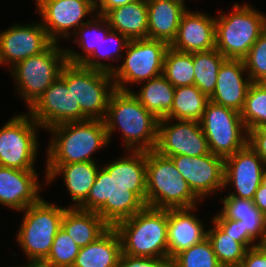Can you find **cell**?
Instances as JSON below:
<instances>
[{
    "label": "cell",
    "instance_id": "d4e9b609",
    "mask_svg": "<svg viewBox=\"0 0 266 267\" xmlns=\"http://www.w3.org/2000/svg\"><path fill=\"white\" fill-rule=\"evenodd\" d=\"M221 199L222 210L212 219L239 220L243 232H247L254 241L259 239L257 243L261 245L266 236V216L255 206L253 200L229 195Z\"/></svg>",
    "mask_w": 266,
    "mask_h": 267
},
{
    "label": "cell",
    "instance_id": "ab89813d",
    "mask_svg": "<svg viewBox=\"0 0 266 267\" xmlns=\"http://www.w3.org/2000/svg\"><path fill=\"white\" fill-rule=\"evenodd\" d=\"M246 73L252 82L266 83V30L243 58Z\"/></svg>",
    "mask_w": 266,
    "mask_h": 267
},
{
    "label": "cell",
    "instance_id": "603a6c76",
    "mask_svg": "<svg viewBox=\"0 0 266 267\" xmlns=\"http://www.w3.org/2000/svg\"><path fill=\"white\" fill-rule=\"evenodd\" d=\"M45 166L46 186L56 179V176L62 174L71 200L75 202L69 207H79L86 200L100 167L96 162L46 164Z\"/></svg>",
    "mask_w": 266,
    "mask_h": 267
},
{
    "label": "cell",
    "instance_id": "e0dca14e",
    "mask_svg": "<svg viewBox=\"0 0 266 267\" xmlns=\"http://www.w3.org/2000/svg\"><path fill=\"white\" fill-rule=\"evenodd\" d=\"M52 43L41 21L31 25L14 24L0 32V65L7 63L14 67L20 61L42 53Z\"/></svg>",
    "mask_w": 266,
    "mask_h": 267
},
{
    "label": "cell",
    "instance_id": "f6af8a7d",
    "mask_svg": "<svg viewBox=\"0 0 266 267\" xmlns=\"http://www.w3.org/2000/svg\"><path fill=\"white\" fill-rule=\"evenodd\" d=\"M135 1L137 0H95L94 8L97 11L95 14L104 16L109 10L124 6Z\"/></svg>",
    "mask_w": 266,
    "mask_h": 267
},
{
    "label": "cell",
    "instance_id": "7dc6e473",
    "mask_svg": "<svg viewBox=\"0 0 266 267\" xmlns=\"http://www.w3.org/2000/svg\"><path fill=\"white\" fill-rule=\"evenodd\" d=\"M261 184L266 187V168H265V171L263 173Z\"/></svg>",
    "mask_w": 266,
    "mask_h": 267
},
{
    "label": "cell",
    "instance_id": "9c48e42d",
    "mask_svg": "<svg viewBox=\"0 0 266 267\" xmlns=\"http://www.w3.org/2000/svg\"><path fill=\"white\" fill-rule=\"evenodd\" d=\"M60 77L72 86L76 107L88 119H105L110 97L116 90L110 73L67 63Z\"/></svg>",
    "mask_w": 266,
    "mask_h": 267
},
{
    "label": "cell",
    "instance_id": "f1b7e54d",
    "mask_svg": "<svg viewBox=\"0 0 266 267\" xmlns=\"http://www.w3.org/2000/svg\"><path fill=\"white\" fill-rule=\"evenodd\" d=\"M122 158H116L111 163L103 165V168L113 174L117 181L130 187L146 204V151H127Z\"/></svg>",
    "mask_w": 266,
    "mask_h": 267
},
{
    "label": "cell",
    "instance_id": "9a60e30c",
    "mask_svg": "<svg viewBox=\"0 0 266 267\" xmlns=\"http://www.w3.org/2000/svg\"><path fill=\"white\" fill-rule=\"evenodd\" d=\"M35 2L37 12L42 18L41 24L53 43H58L62 37L69 39L71 33L74 34L82 24L86 23L82 19L96 12L91 0H35Z\"/></svg>",
    "mask_w": 266,
    "mask_h": 267
},
{
    "label": "cell",
    "instance_id": "8fae6325",
    "mask_svg": "<svg viewBox=\"0 0 266 267\" xmlns=\"http://www.w3.org/2000/svg\"><path fill=\"white\" fill-rule=\"evenodd\" d=\"M200 124L213 155L225 159L248 144V131L236 110L209 100Z\"/></svg>",
    "mask_w": 266,
    "mask_h": 267
},
{
    "label": "cell",
    "instance_id": "ba28073f",
    "mask_svg": "<svg viewBox=\"0 0 266 267\" xmlns=\"http://www.w3.org/2000/svg\"><path fill=\"white\" fill-rule=\"evenodd\" d=\"M52 43L45 51L9 67V73L17 83V93L27 103L28 109L60 76L68 63L65 48Z\"/></svg>",
    "mask_w": 266,
    "mask_h": 267
},
{
    "label": "cell",
    "instance_id": "4dcf8cb0",
    "mask_svg": "<svg viewBox=\"0 0 266 267\" xmlns=\"http://www.w3.org/2000/svg\"><path fill=\"white\" fill-rule=\"evenodd\" d=\"M144 83L138 93L131 91L132 94L157 119L165 118L171 111L175 87L163 75Z\"/></svg>",
    "mask_w": 266,
    "mask_h": 267
},
{
    "label": "cell",
    "instance_id": "ee69618b",
    "mask_svg": "<svg viewBox=\"0 0 266 267\" xmlns=\"http://www.w3.org/2000/svg\"><path fill=\"white\" fill-rule=\"evenodd\" d=\"M241 267H266V248L259 245L248 249L242 259Z\"/></svg>",
    "mask_w": 266,
    "mask_h": 267
},
{
    "label": "cell",
    "instance_id": "3957f363",
    "mask_svg": "<svg viewBox=\"0 0 266 267\" xmlns=\"http://www.w3.org/2000/svg\"><path fill=\"white\" fill-rule=\"evenodd\" d=\"M198 200V201H197ZM201 200L176 169L172 159L146 151V206L156 209L197 207Z\"/></svg>",
    "mask_w": 266,
    "mask_h": 267
},
{
    "label": "cell",
    "instance_id": "8d00e7d4",
    "mask_svg": "<svg viewBox=\"0 0 266 267\" xmlns=\"http://www.w3.org/2000/svg\"><path fill=\"white\" fill-rule=\"evenodd\" d=\"M240 115L247 131L266 126V83L250 85Z\"/></svg>",
    "mask_w": 266,
    "mask_h": 267
},
{
    "label": "cell",
    "instance_id": "4316f807",
    "mask_svg": "<svg viewBox=\"0 0 266 267\" xmlns=\"http://www.w3.org/2000/svg\"><path fill=\"white\" fill-rule=\"evenodd\" d=\"M121 254L120 236L110 227L96 241L80 248L72 267H117Z\"/></svg>",
    "mask_w": 266,
    "mask_h": 267
},
{
    "label": "cell",
    "instance_id": "f907efd6",
    "mask_svg": "<svg viewBox=\"0 0 266 267\" xmlns=\"http://www.w3.org/2000/svg\"><path fill=\"white\" fill-rule=\"evenodd\" d=\"M11 267H12V266H11ZM13 267H14V266H13ZM17 267H31V266L28 265V264H26L25 266H23V265L21 266V265H20V266H17Z\"/></svg>",
    "mask_w": 266,
    "mask_h": 267
},
{
    "label": "cell",
    "instance_id": "d590c367",
    "mask_svg": "<svg viewBox=\"0 0 266 267\" xmlns=\"http://www.w3.org/2000/svg\"><path fill=\"white\" fill-rule=\"evenodd\" d=\"M212 222L214 225L213 228L207 229V238L212 244L219 263L241 265L248 249L223 231L213 220Z\"/></svg>",
    "mask_w": 266,
    "mask_h": 267
},
{
    "label": "cell",
    "instance_id": "74e56055",
    "mask_svg": "<svg viewBox=\"0 0 266 267\" xmlns=\"http://www.w3.org/2000/svg\"><path fill=\"white\" fill-rule=\"evenodd\" d=\"M80 248L61 227L54 237L48 256L37 267H72Z\"/></svg>",
    "mask_w": 266,
    "mask_h": 267
},
{
    "label": "cell",
    "instance_id": "8992f818",
    "mask_svg": "<svg viewBox=\"0 0 266 267\" xmlns=\"http://www.w3.org/2000/svg\"><path fill=\"white\" fill-rule=\"evenodd\" d=\"M65 209L41 198L21 211L24 216L16 241L31 267H37L48 256L54 237L61 228Z\"/></svg>",
    "mask_w": 266,
    "mask_h": 267
},
{
    "label": "cell",
    "instance_id": "836d02e7",
    "mask_svg": "<svg viewBox=\"0 0 266 267\" xmlns=\"http://www.w3.org/2000/svg\"><path fill=\"white\" fill-rule=\"evenodd\" d=\"M129 41L130 40L123 34L111 30L105 39H102L99 48L94 50L93 54L82 64V66L112 74L116 69V66H114V64L112 66V64H107L98 59H108V61L112 62L123 59L122 56Z\"/></svg>",
    "mask_w": 266,
    "mask_h": 267
},
{
    "label": "cell",
    "instance_id": "c3c4849f",
    "mask_svg": "<svg viewBox=\"0 0 266 267\" xmlns=\"http://www.w3.org/2000/svg\"><path fill=\"white\" fill-rule=\"evenodd\" d=\"M219 267H241V265L221 264Z\"/></svg>",
    "mask_w": 266,
    "mask_h": 267
},
{
    "label": "cell",
    "instance_id": "d6a6232c",
    "mask_svg": "<svg viewBox=\"0 0 266 267\" xmlns=\"http://www.w3.org/2000/svg\"><path fill=\"white\" fill-rule=\"evenodd\" d=\"M225 59L216 48L193 53L194 85L208 97L215 91L218 71Z\"/></svg>",
    "mask_w": 266,
    "mask_h": 267
},
{
    "label": "cell",
    "instance_id": "f35d334b",
    "mask_svg": "<svg viewBox=\"0 0 266 267\" xmlns=\"http://www.w3.org/2000/svg\"><path fill=\"white\" fill-rule=\"evenodd\" d=\"M169 263L173 267H219L221 265L207 237L176 254Z\"/></svg>",
    "mask_w": 266,
    "mask_h": 267
},
{
    "label": "cell",
    "instance_id": "52a82bcc",
    "mask_svg": "<svg viewBox=\"0 0 266 267\" xmlns=\"http://www.w3.org/2000/svg\"><path fill=\"white\" fill-rule=\"evenodd\" d=\"M145 207L146 204L130 191V187L99 167L89 195L78 208L97 212L110 227H114L119 221L134 216Z\"/></svg>",
    "mask_w": 266,
    "mask_h": 267
},
{
    "label": "cell",
    "instance_id": "cb8c5ba5",
    "mask_svg": "<svg viewBox=\"0 0 266 267\" xmlns=\"http://www.w3.org/2000/svg\"><path fill=\"white\" fill-rule=\"evenodd\" d=\"M147 38L169 46L174 41L182 15L187 11L184 0H147Z\"/></svg>",
    "mask_w": 266,
    "mask_h": 267
},
{
    "label": "cell",
    "instance_id": "7a4b0ae2",
    "mask_svg": "<svg viewBox=\"0 0 266 267\" xmlns=\"http://www.w3.org/2000/svg\"><path fill=\"white\" fill-rule=\"evenodd\" d=\"M48 130L53 137L47 148L46 164L96 162L91 155L109 145L104 120L69 122Z\"/></svg>",
    "mask_w": 266,
    "mask_h": 267
},
{
    "label": "cell",
    "instance_id": "30bf717a",
    "mask_svg": "<svg viewBox=\"0 0 266 267\" xmlns=\"http://www.w3.org/2000/svg\"><path fill=\"white\" fill-rule=\"evenodd\" d=\"M170 46L149 38L130 40L122 65L112 72L115 88L131 91L127 85L142 83L163 74L164 57Z\"/></svg>",
    "mask_w": 266,
    "mask_h": 267
},
{
    "label": "cell",
    "instance_id": "ffe728a7",
    "mask_svg": "<svg viewBox=\"0 0 266 267\" xmlns=\"http://www.w3.org/2000/svg\"><path fill=\"white\" fill-rule=\"evenodd\" d=\"M170 47L184 53L215 49V17L187 10L181 18L177 35Z\"/></svg>",
    "mask_w": 266,
    "mask_h": 267
},
{
    "label": "cell",
    "instance_id": "60d3db41",
    "mask_svg": "<svg viewBox=\"0 0 266 267\" xmlns=\"http://www.w3.org/2000/svg\"><path fill=\"white\" fill-rule=\"evenodd\" d=\"M213 220L223 231L228 235L234 237V239L243 244L247 249L259 246L258 243L248 235L247 232H243V227L239 224V220L232 219H211Z\"/></svg>",
    "mask_w": 266,
    "mask_h": 267
},
{
    "label": "cell",
    "instance_id": "1f68e13d",
    "mask_svg": "<svg viewBox=\"0 0 266 267\" xmlns=\"http://www.w3.org/2000/svg\"><path fill=\"white\" fill-rule=\"evenodd\" d=\"M209 97L195 85L175 88L171 111L165 118L200 122Z\"/></svg>",
    "mask_w": 266,
    "mask_h": 267
},
{
    "label": "cell",
    "instance_id": "7402d4cb",
    "mask_svg": "<svg viewBox=\"0 0 266 267\" xmlns=\"http://www.w3.org/2000/svg\"><path fill=\"white\" fill-rule=\"evenodd\" d=\"M197 208L168 209V259L207 237L202 220L192 212ZM192 213V214H191Z\"/></svg>",
    "mask_w": 266,
    "mask_h": 267
},
{
    "label": "cell",
    "instance_id": "83f0119b",
    "mask_svg": "<svg viewBox=\"0 0 266 267\" xmlns=\"http://www.w3.org/2000/svg\"><path fill=\"white\" fill-rule=\"evenodd\" d=\"M104 17L113 31L129 40L145 39L148 31L147 0H137L109 10Z\"/></svg>",
    "mask_w": 266,
    "mask_h": 267
},
{
    "label": "cell",
    "instance_id": "681fc988",
    "mask_svg": "<svg viewBox=\"0 0 266 267\" xmlns=\"http://www.w3.org/2000/svg\"><path fill=\"white\" fill-rule=\"evenodd\" d=\"M264 248H266V236L264 242L261 244Z\"/></svg>",
    "mask_w": 266,
    "mask_h": 267
},
{
    "label": "cell",
    "instance_id": "f546056e",
    "mask_svg": "<svg viewBox=\"0 0 266 267\" xmlns=\"http://www.w3.org/2000/svg\"><path fill=\"white\" fill-rule=\"evenodd\" d=\"M91 18L86 20L87 22L75 31L74 35H76V38L73 39V42L85 51V55L75 52L70 48H65L67 61L70 64L82 65L93 54L94 50L99 48L102 39H105L107 34L112 30L103 15L96 14L95 16L93 14Z\"/></svg>",
    "mask_w": 266,
    "mask_h": 267
},
{
    "label": "cell",
    "instance_id": "5b68a950",
    "mask_svg": "<svg viewBox=\"0 0 266 267\" xmlns=\"http://www.w3.org/2000/svg\"><path fill=\"white\" fill-rule=\"evenodd\" d=\"M231 13L215 18L216 49L225 57L243 59L266 30V14L249 4H234Z\"/></svg>",
    "mask_w": 266,
    "mask_h": 267
},
{
    "label": "cell",
    "instance_id": "5bb4252c",
    "mask_svg": "<svg viewBox=\"0 0 266 267\" xmlns=\"http://www.w3.org/2000/svg\"><path fill=\"white\" fill-rule=\"evenodd\" d=\"M33 120L46 131L54 126L88 118L76 107L72 86L59 76L28 109Z\"/></svg>",
    "mask_w": 266,
    "mask_h": 267
},
{
    "label": "cell",
    "instance_id": "2e32d148",
    "mask_svg": "<svg viewBox=\"0 0 266 267\" xmlns=\"http://www.w3.org/2000/svg\"><path fill=\"white\" fill-rule=\"evenodd\" d=\"M176 169L187 181L192 192L203 200L208 194L224 188V158L212 153L189 157L170 156Z\"/></svg>",
    "mask_w": 266,
    "mask_h": 267
},
{
    "label": "cell",
    "instance_id": "e575fe53",
    "mask_svg": "<svg viewBox=\"0 0 266 267\" xmlns=\"http://www.w3.org/2000/svg\"><path fill=\"white\" fill-rule=\"evenodd\" d=\"M162 75L175 88L194 85L193 53L179 52L169 47L165 53Z\"/></svg>",
    "mask_w": 266,
    "mask_h": 267
},
{
    "label": "cell",
    "instance_id": "7c38bea8",
    "mask_svg": "<svg viewBox=\"0 0 266 267\" xmlns=\"http://www.w3.org/2000/svg\"><path fill=\"white\" fill-rule=\"evenodd\" d=\"M38 128L41 126L28 113L15 115L8 120L0 128V166L36 170Z\"/></svg>",
    "mask_w": 266,
    "mask_h": 267
},
{
    "label": "cell",
    "instance_id": "484cf974",
    "mask_svg": "<svg viewBox=\"0 0 266 267\" xmlns=\"http://www.w3.org/2000/svg\"><path fill=\"white\" fill-rule=\"evenodd\" d=\"M61 227L79 247L96 241L110 228L97 212L78 207H66Z\"/></svg>",
    "mask_w": 266,
    "mask_h": 267
},
{
    "label": "cell",
    "instance_id": "4fadbf2b",
    "mask_svg": "<svg viewBox=\"0 0 266 267\" xmlns=\"http://www.w3.org/2000/svg\"><path fill=\"white\" fill-rule=\"evenodd\" d=\"M172 121L170 118L158 121L155 151L167 157H196L211 153L200 122L178 119L175 120L176 123Z\"/></svg>",
    "mask_w": 266,
    "mask_h": 267
},
{
    "label": "cell",
    "instance_id": "277c9868",
    "mask_svg": "<svg viewBox=\"0 0 266 267\" xmlns=\"http://www.w3.org/2000/svg\"><path fill=\"white\" fill-rule=\"evenodd\" d=\"M117 230L122 253L168 258V209L145 207L134 216L119 221Z\"/></svg>",
    "mask_w": 266,
    "mask_h": 267
},
{
    "label": "cell",
    "instance_id": "d6986e66",
    "mask_svg": "<svg viewBox=\"0 0 266 267\" xmlns=\"http://www.w3.org/2000/svg\"><path fill=\"white\" fill-rule=\"evenodd\" d=\"M40 183L36 170L0 166V204L19 212L37 203Z\"/></svg>",
    "mask_w": 266,
    "mask_h": 267
},
{
    "label": "cell",
    "instance_id": "bcb514c9",
    "mask_svg": "<svg viewBox=\"0 0 266 267\" xmlns=\"http://www.w3.org/2000/svg\"><path fill=\"white\" fill-rule=\"evenodd\" d=\"M253 203L266 216V187L260 184L255 192Z\"/></svg>",
    "mask_w": 266,
    "mask_h": 267
},
{
    "label": "cell",
    "instance_id": "7bdbcfd3",
    "mask_svg": "<svg viewBox=\"0 0 266 267\" xmlns=\"http://www.w3.org/2000/svg\"><path fill=\"white\" fill-rule=\"evenodd\" d=\"M248 145L257 153L266 166V126L248 131Z\"/></svg>",
    "mask_w": 266,
    "mask_h": 267
},
{
    "label": "cell",
    "instance_id": "6da1fadb",
    "mask_svg": "<svg viewBox=\"0 0 266 267\" xmlns=\"http://www.w3.org/2000/svg\"><path fill=\"white\" fill-rule=\"evenodd\" d=\"M158 121L146 110L131 91L115 90L109 100L104 119L108 141L118 128L121 130L126 151L155 150Z\"/></svg>",
    "mask_w": 266,
    "mask_h": 267
},
{
    "label": "cell",
    "instance_id": "b9f144b4",
    "mask_svg": "<svg viewBox=\"0 0 266 267\" xmlns=\"http://www.w3.org/2000/svg\"><path fill=\"white\" fill-rule=\"evenodd\" d=\"M168 258L141 257L122 253L117 267H167Z\"/></svg>",
    "mask_w": 266,
    "mask_h": 267
},
{
    "label": "cell",
    "instance_id": "ac0fdd59",
    "mask_svg": "<svg viewBox=\"0 0 266 267\" xmlns=\"http://www.w3.org/2000/svg\"><path fill=\"white\" fill-rule=\"evenodd\" d=\"M266 166L247 144L243 149L224 159V188L231 185L236 193L229 196L253 200L262 182Z\"/></svg>",
    "mask_w": 266,
    "mask_h": 267
},
{
    "label": "cell",
    "instance_id": "44dd1931",
    "mask_svg": "<svg viewBox=\"0 0 266 267\" xmlns=\"http://www.w3.org/2000/svg\"><path fill=\"white\" fill-rule=\"evenodd\" d=\"M244 72L247 71L243 59L226 58L219 68L216 88L209 100L240 113L253 83L248 75L243 78Z\"/></svg>",
    "mask_w": 266,
    "mask_h": 267
}]
</instances>
